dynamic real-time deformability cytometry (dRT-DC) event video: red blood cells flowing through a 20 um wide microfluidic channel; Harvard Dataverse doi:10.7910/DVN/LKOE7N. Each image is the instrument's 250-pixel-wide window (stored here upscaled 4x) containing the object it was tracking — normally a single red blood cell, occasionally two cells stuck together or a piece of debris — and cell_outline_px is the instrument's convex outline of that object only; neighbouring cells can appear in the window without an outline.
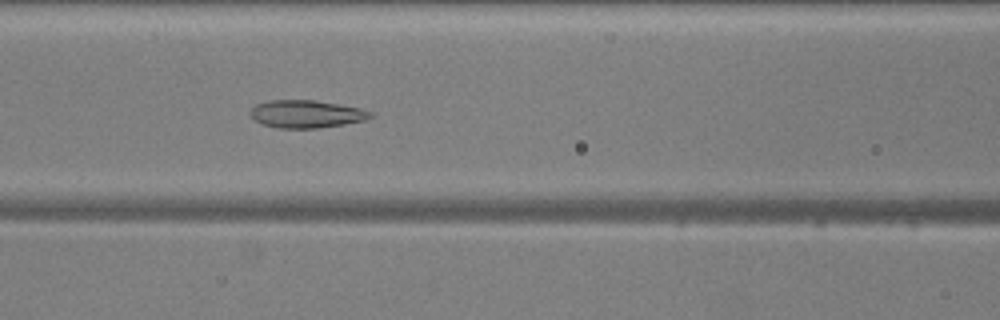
{"species": "common noctule bat (a hibernating species)", "species_latin": "Nyctalus noctula", "temperature_condition": "warm", "stored_images_in_passage": 52, "camera_frame_rate_fps": 3000, "um_per_image_px": 0.085, "animal": {"sex": "male", "body_mass_g": 20.5, "forearm_length_mm": 52.5}, "frame": {"image": 1, "passage_image": 22, "time_ms": 7.0, "image_size_px": [1000, 320], "cell_outline_px": [[372, 116], [368, 120], [320, 128], [276, 128], [260, 124], [248, 112], [256, 104], [268, 100], [312, 100], [360, 108], [372, 112]], "centroid_in_image_um": [26.02, 9.7], "position_along_channel_um": 140.6, "area_um2": 19.42}}
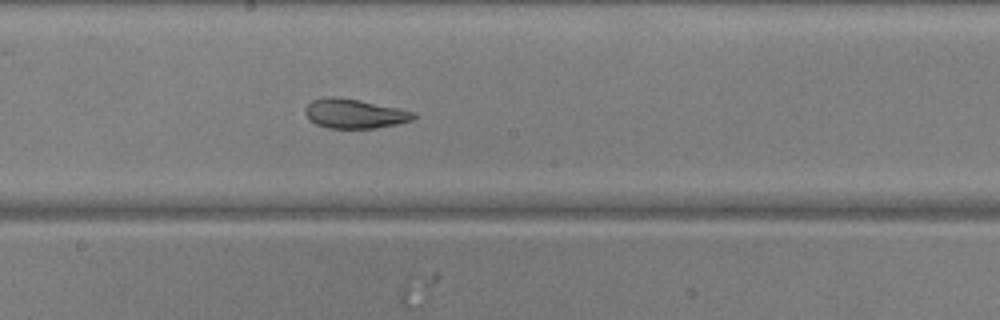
{"frame": {"image": 2, "passage_image": 28, "time_ms": 9.0, "image_size_px": [1000, 320], "cell_outline_px": [[416, 116], [412, 120], [396, 124], [376, 128], [328, 128], [316, 124], [308, 120], [304, 112], [304, 108], [312, 100], [324, 96], [332, 96], [360, 100], [416, 112]], "centroid_in_image_um": [30.09, 9.65], "position_along_channel_um": 218.1, "area_um2": 18.67}}
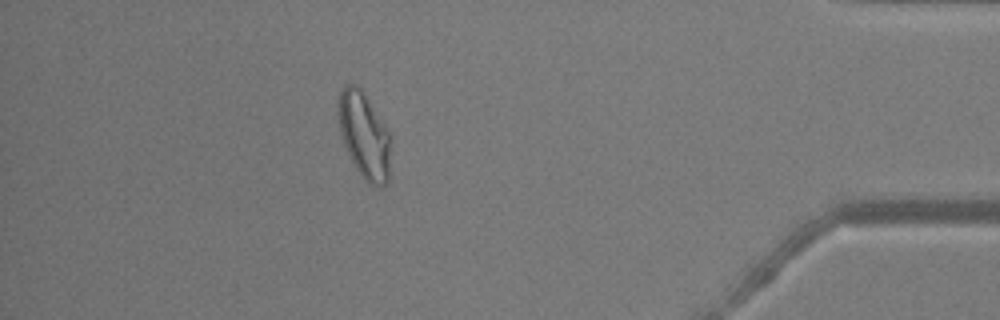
{"frame": {"image": 3, "passage_image": 46, "time_ms": 15.0, "image_size_px": [1000, 320], "cell_outline_px": [[392, 132], [388, 180], [380, 188], [368, 184], [360, 176], [344, 144], [340, 132], [336, 108], [340, 92], [344, 84], [356, 84], [364, 92]], "centroid_in_image_um": [30.98, 11.48], "position_along_channel_um": 404.2, "area_um2": 27.17}, "authors_computed_cell_mechanics": {"area_um2": 24.1315, "velocity_mm_per_s": 3.886, "shape_relaxation_time_tau1_ms": null, "shape_relaxation_time_tau2_ms": 1.4547, "deformation_change_tau1": null, "deformation_change_tau2": 0.086}}